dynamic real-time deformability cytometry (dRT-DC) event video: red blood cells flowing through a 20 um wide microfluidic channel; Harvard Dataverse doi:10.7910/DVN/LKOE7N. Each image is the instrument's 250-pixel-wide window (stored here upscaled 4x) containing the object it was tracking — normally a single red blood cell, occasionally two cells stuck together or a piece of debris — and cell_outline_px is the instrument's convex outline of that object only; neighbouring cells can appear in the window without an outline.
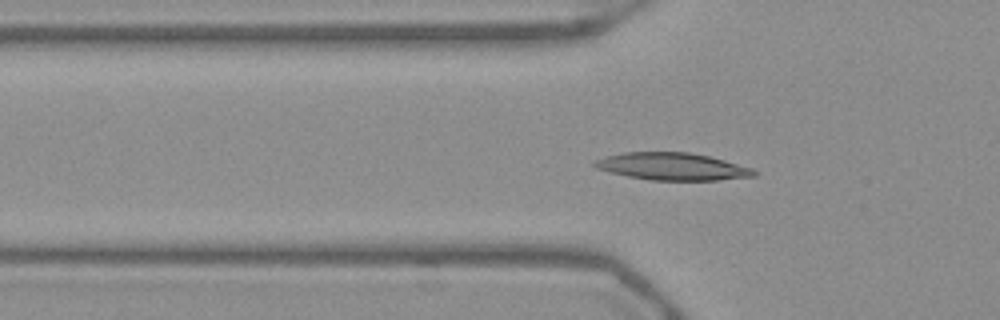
{"species": "Egyptian fruit bat (a non-hibernating species)", "species_latin": "Rousettus aegyptiacus", "temperature_condition": "warm", "stored_images_in_passage": 37, "camera_frame_rate_fps": 3000, "um_per_image_px": 0.085, "frame": {"image": 1, "passage_image": 2, "time_ms": 0.333, "image_size_px": [1000, 320], "cell_outline_px": [[756, 176], [716, 180], [652, 180], [628, 176], [608, 172], [596, 168], [592, 164], [592, 160], [624, 152], [688, 152], [708, 156], [724, 160], [752, 168], [756, 172]], "centroid_in_image_um": [57.11, 14.15], "position_along_channel_um": 68.7, "area_um2": 25.26}}
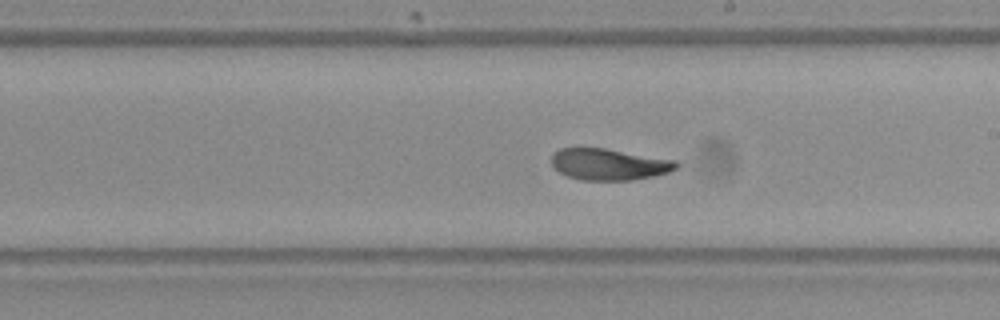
{"frame": {"image": 2, "passage_image": 15, "time_ms": 4.667, "image_size_px": [1000, 320], "cell_outline_px": [[680, 164], [676, 168], [668, 172], [652, 176], [632, 180], [580, 180], [568, 176], [560, 172], [552, 164], [552, 152], [560, 148], [604, 148], [676, 160]], "centroid_in_image_um": [51.76, 13.96], "position_along_channel_um": 237.2, "area_um2": 22.77}}
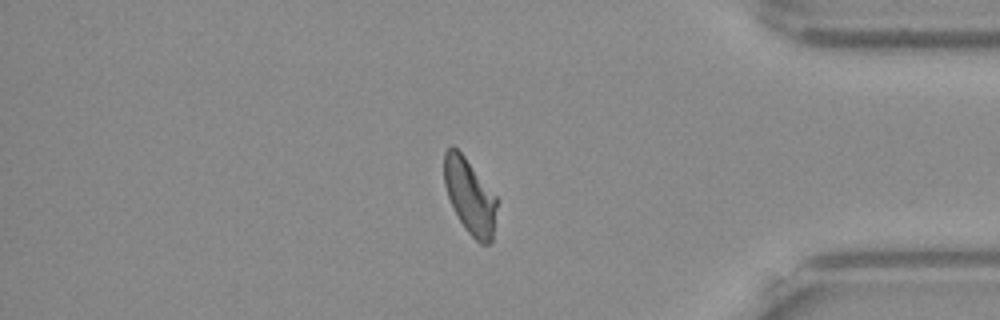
{"frame": {"image": 3, "passage_image": 29, "time_ms": 9.333, "image_size_px": [1000, 320], "cell_outline_px": [[496, 208], [492, 240], [488, 244], [480, 244], [464, 228], [448, 196], [444, 184], [444, 152], [452, 144], [464, 156], [496, 196]], "centroid_in_image_um": [39.92, 16.67], "position_along_channel_um": 395.3, "area_um2": 22.6}, "authors_computed_cell_mechanics": {"area_um2": 23.3512, "velocity_mm_per_s": 3.9053, "shape_relaxation_time_tau1_ms": 10.0828, "shape_relaxation_time_tau2_ms": 2.7539, "deformation_change_tau1": 0.2719, "deformation_change_tau2": 0.0838}}